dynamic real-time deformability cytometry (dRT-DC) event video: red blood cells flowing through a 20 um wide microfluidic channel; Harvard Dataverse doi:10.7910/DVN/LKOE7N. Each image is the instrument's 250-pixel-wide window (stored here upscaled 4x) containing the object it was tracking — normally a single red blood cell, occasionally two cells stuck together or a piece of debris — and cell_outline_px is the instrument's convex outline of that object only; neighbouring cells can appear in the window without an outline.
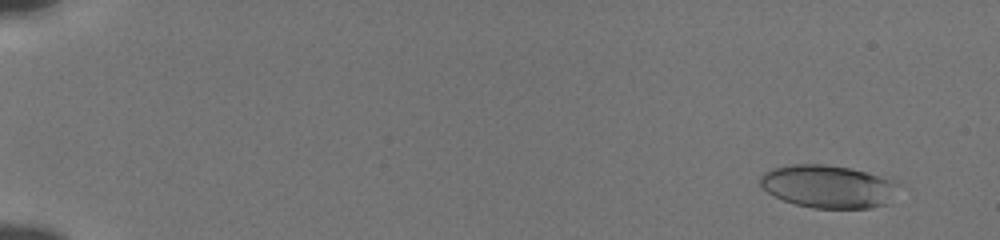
{"species": "human", "species_latin": "Homo sapiens", "temperature_condition": "cold", "stored_images_in_passage": 55, "camera_frame_rate_fps": 3000, "um_per_image_px": 0.085, "donor": {"sex": "male"}, "frame": {"image": 1, "passage_image": 4, "time_ms": 1.0, "image_size_px": [1000, 240], "cell_outline_px": [[900, 184], [892, 204], [872, 208], [812, 208], [796, 204], [784, 200], [768, 192], [760, 184], [760, 176], [764, 172], [772, 168], [792, 164], [824, 164], [852, 168], [896, 180]], "centroid_in_image_um": [70.48, 15.85], "position_along_channel_um": 14.5, "area_um2": 35.08}}
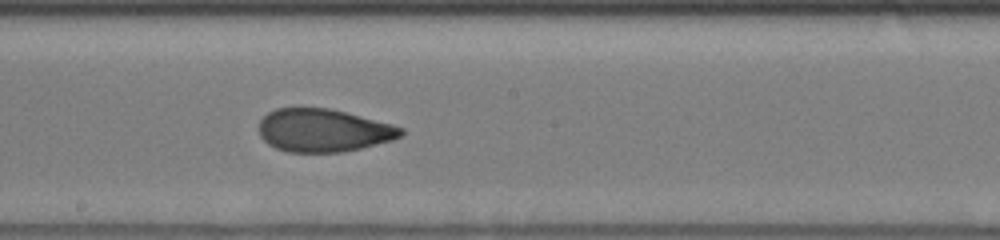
{"frame": {"image": 2, "passage_image": 33, "time_ms": 10.667, "image_size_px": [1000, 240], "cell_outline_px": [[404, 132], [400, 136], [392, 140], [360, 148], [340, 152], [288, 152], [276, 148], [268, 144], [260, 136], [260, 120], [268, 112], [276, 108], [328, 108], [392, 124], [404, 128]], "centroid_in_image_um": [27.47, 11.08], "position_along_channel_um": 220.7, "area_um2": 35.26}}
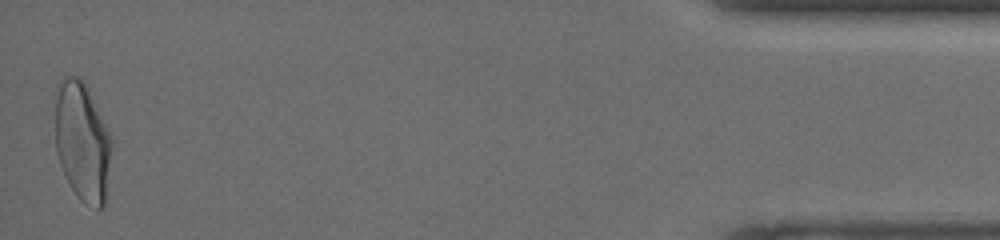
{"frame": {"image": 3, "passage_image": 55, "time_ms": 18.0, "image_size_px": [1000, 240], "cell_outline_px": [[112, 148], [104, 208], [96, 208], [84, 204], [80, 200], [72, 188], [60, 164], [56, 152], [56, 96], [60, 84], [64, 76], [76, 76], [88, 88], [112, 136]], "centroid_in_image_um": [7.03, 12.07], "position_along_channel_um": 428.2, "area_um2": 39.02}, "authors_computed_cell_mechanics": {"area_um2": 35.547, "velocity_mm_per_s": 3.8453, "shape_relaxation_time_tau1_ms": 4.2192, "shape_relaxation_time_tau2_ms": 1.2445, "deformation_change_tau1": 0.1702, "deformation_change_tau2": 0.0771}}